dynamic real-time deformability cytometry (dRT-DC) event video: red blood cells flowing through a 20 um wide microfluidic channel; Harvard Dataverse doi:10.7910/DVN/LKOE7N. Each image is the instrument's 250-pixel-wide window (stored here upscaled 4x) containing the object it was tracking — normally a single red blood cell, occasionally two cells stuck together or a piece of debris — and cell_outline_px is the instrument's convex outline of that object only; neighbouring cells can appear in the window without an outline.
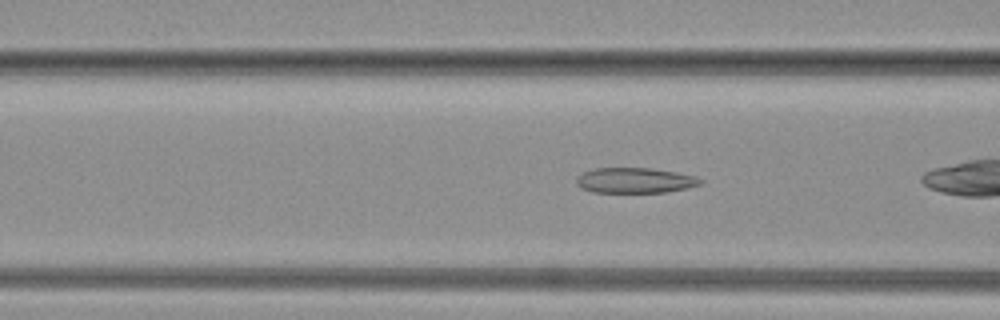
{"species": "common noctule bat (a hibernating species)", "species_latin": "Nyctalus noctula", "temperature_condition": "warm", "stored_images_in_passage": 40, "camera_frame_rate_fps": 3000, "um_per_image_px": 0.085, "animal": {"sex": "female", "body_mass_g": 19.3, "forearm_length_mm": 54.1}, "frame": {"image": 1, "passage_image": 7, "time_ms": 2.0, "image_size_px": [1000, 320], "cell_outline_px": [[704, 180], [700, 184], [688, 188], [664, 192], [592, 192], [580, 188], [576, 184], [576, 176], [580, 172], [592, 168], [648, 168], [676, 172], [696, 176]], "centroid_in_image_um": [53.91, 15.33], "position_along_channel_um": 112.7, "area_um2": 18.5}}
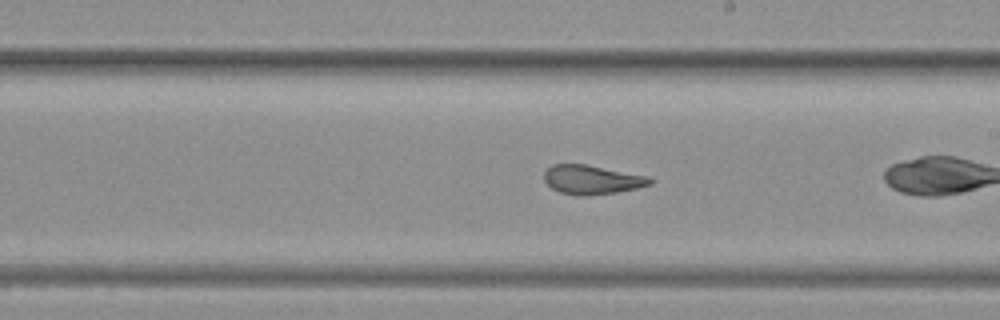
{"frame": {"image": 2, "passage_image": 22, "time_ms": 7.0, "image_size_px": [1000, 320], "cell_outline_px": [[656, 180], [652, 184], [636, 188], [616, 192], [588, 196], [576, 196], [560, 192], [552, 188], [544, 180], [544, 172], [552, 164], [588, 164], [648, 176]], "centroid_in_image_um": [50.33, 15.27], "position_along_channel_um": 238.7, "area_um2": 18.15}}
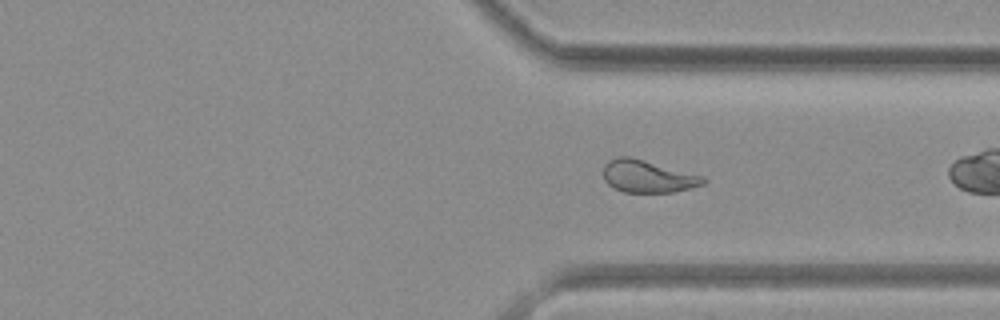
{"frame": {"image": 3, "passage_image": 36, "time_ms": 11.667, "image_size_px": [1000, 320], "cell_outline_px": [[708, 180], [704, 184], [692, 188], [672, 192], [624, 192], [612, 188], [604, 180], [604, 164], [608, 160], [616, 156], [632, 156], [704, 176]], "centroid_in_image_um": [55.06, 14.98], "position_along_channel_um": 356.3, "area_um2": 19.19}}